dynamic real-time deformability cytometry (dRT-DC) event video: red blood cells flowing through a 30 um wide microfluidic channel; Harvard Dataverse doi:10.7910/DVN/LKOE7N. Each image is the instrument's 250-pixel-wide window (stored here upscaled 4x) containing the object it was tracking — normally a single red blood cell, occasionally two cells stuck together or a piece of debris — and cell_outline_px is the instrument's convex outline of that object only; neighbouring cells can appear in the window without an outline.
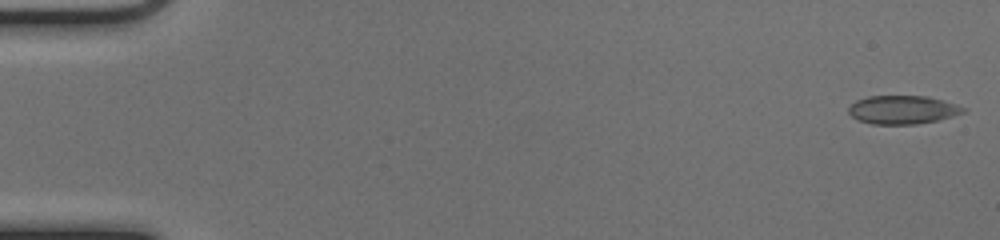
{"species": "common noctule bat (a hibernating species)", "species_latin": "Nyctalus noctula", "temperature_condition": "cold", "stored_images_in_passage": 51, "camera_frame_rate_fps": 3000, "um_per_image_px": 0.085, "animal": {"sex": "female", "body_mass_g": 17.0, "forearm_length_mm": 48.0}, "frame": {"image": 1, "passage_image": 1, "time_ms": 0.0, "image_size_px": [1000, 240], "cell_outline_px": [[968, 108], [964, 112], [940, 120], [916, 124], [872, 124], [856, 120], [848, 112], [848, 108], [856, 100], [868, 96], [928, 96], [944, 100]], "centroid_in_image_um": [76.73, 9.33], "position_along_channel_um": 8.3, "area_um2": 19.19}}
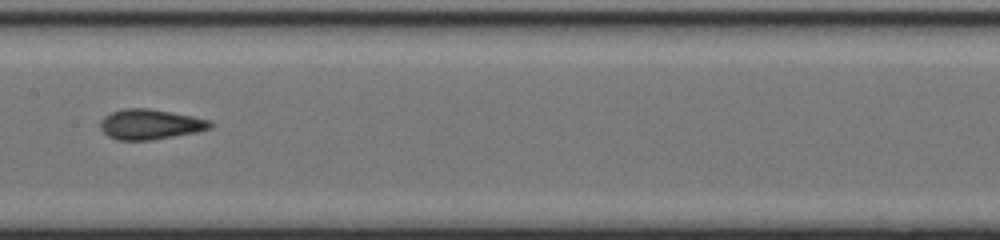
{"frame": {"image": 2, "passage_image": 27, "time_ms": 8.667, "image_size_px": [1000, 240], "cell_outline_px": [[216, 124], [212, 128], [196, 132], [152, 140], [116, 140], [108, 136], [100, 128], [100, 120], [104, 116], [112, 112], [124, 108], [148, 108], [192, 116], [208, 120]], "centroid_in_image_um": [12.76, 10.57], "position_along_channel_um": 194.6, "area_um2": 19.36}}
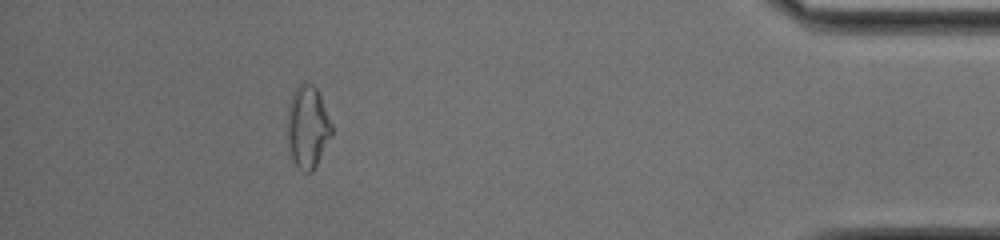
{"frame": {"image": 3, "passage_image": 47, "time_ms": 15.333, "image_size_px": [1000, 240], "cell_outline_px": [[332, 136], [312, 172], [304, 172], [292, 160], [288, 148], [288, 108], [292, 96], [300, 80], [304, 80], [312, 84], [316, 88], [320, 96], [332, 124]], "centroid_in_image_um": [26.15, 10.77], "position_along_channel_um": 409.0, "area_um2": 21.27}}